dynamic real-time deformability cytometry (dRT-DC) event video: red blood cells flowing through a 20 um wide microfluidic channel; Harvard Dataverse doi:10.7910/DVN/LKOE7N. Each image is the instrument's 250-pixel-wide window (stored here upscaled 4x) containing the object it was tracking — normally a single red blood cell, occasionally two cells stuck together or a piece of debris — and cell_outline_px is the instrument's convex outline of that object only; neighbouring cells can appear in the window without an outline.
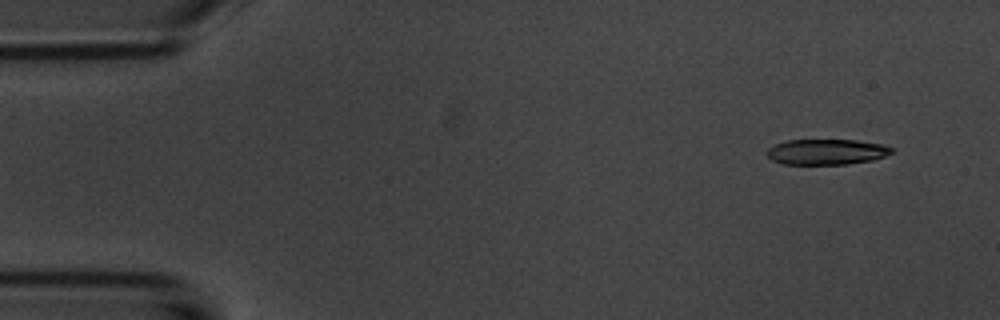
{"species": "common noctule bat (a hibernating species)", "species_latin": "Nyctalus noctula", "temperature_condition": "room temperature", "stored_images_in_passage": 5, "camera_frame_rate_fps": 3000, "um_per_image_px": 0.085, "animal": {"sex": "male", "body_mass_g": 20.1, "forearm_length_mm": 53.5}, "frame": {"image": 1, "passage_image": 2, "time_ms": 1.0, "image_size_px": [1000, 320], "cell_outline_px": [[896, 148], [892, 152], [884, 156], [872, 160], [848, 164], [784, 164], [772, 160], [764, 152], [768, 148], [776, 144], [788, 140], [856, 140], [884, 144]], "centroid_in_image_um": [70.27, 12.9], "position_along_channel_um": 14.7, "area_um2": 18.67}}
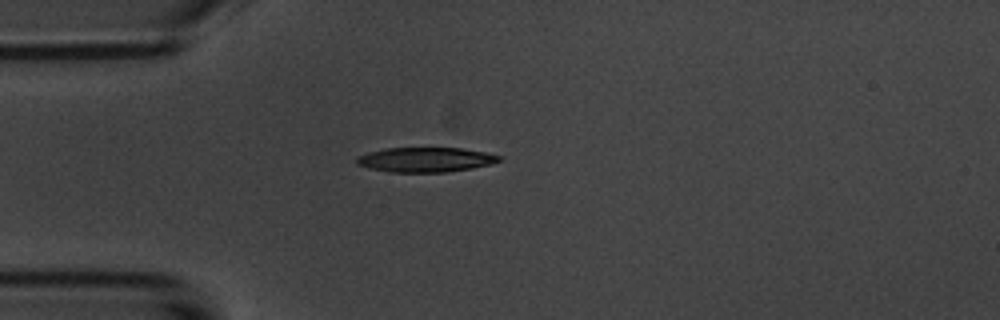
{"frame": {"image": 2, "passage_image": 4, "time_ms": 4.333, "image_size_px": [1000, 320], "cell_outline_px": [[500, 160], [492, 164], [472, 168], [448, 172], [388, 172], [368, 168], [356, 164], [356, 156], [368, 152], [384, 148], [460, 148], [488, 152], [500, 156]], "centroid_in_image_um": [36.14, 13.57], "position_along_channel_um": 48.9, "area_um2": 20.69}}